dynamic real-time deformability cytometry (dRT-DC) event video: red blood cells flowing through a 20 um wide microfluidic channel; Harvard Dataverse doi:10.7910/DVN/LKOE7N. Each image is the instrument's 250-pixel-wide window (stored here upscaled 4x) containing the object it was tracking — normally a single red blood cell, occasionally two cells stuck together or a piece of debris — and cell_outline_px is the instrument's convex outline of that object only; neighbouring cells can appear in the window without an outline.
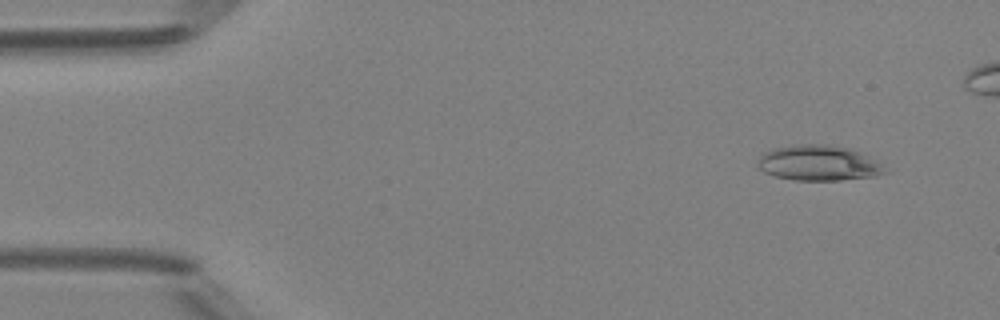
{"species": "Egyptian fruit bat (a non-hibernating species)", "species_latin": "Rousettus aegyptiacus", "temperature_condition": "room temperature", "stored_images_in_passage": 45, "camera_frame_rate_fps": 3000, "um_per_image_px": 0.085, "animal": {"sex": "female"}, "frame": {"image": 1, "passage_image": 4, "time_ms": 1.0, "image_size_px": [1000, 320], "cell_outline_px": [[892, 172], [876, 176], [840, 180], [796, 180], [776, 176], [764, 172], [756, 164], [756, 160], [764, 152], [772, 148], [792, 144], [828, 144], [848, 148], [860, 152], [868, 156]], "centroid_in_image_um": [69.58, 13.85], "position_along_channel_um": 15.4, "area_um2": 26.47}}
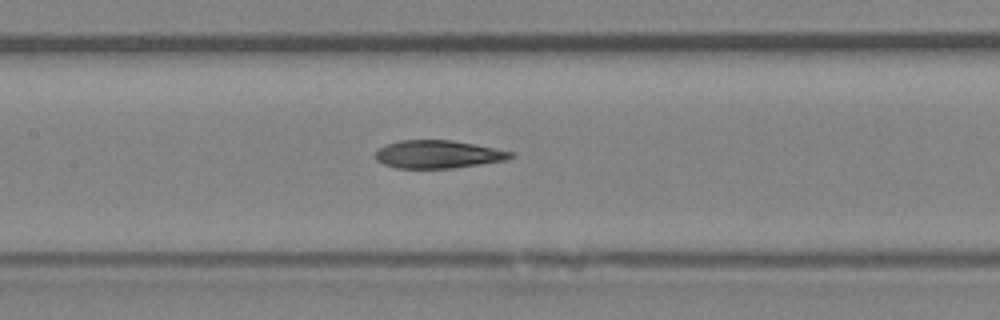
{"frame": {"image": 2, "passage_image": 23, "time_ms": 7.333, "image_size_px": [1000, 320], "cell_outline_px": [[516, 156], [508, 160], [452, 168], [396, 168], [384, 164], [376, 160], [376, 152], [384, 144], [400, 140], [452, 140], [476, 144], [516, 152]], "centroid_in_image_um": [37.29, 13.11], "position_along_channel_um": 170.1, "area_um2": 22.25}}
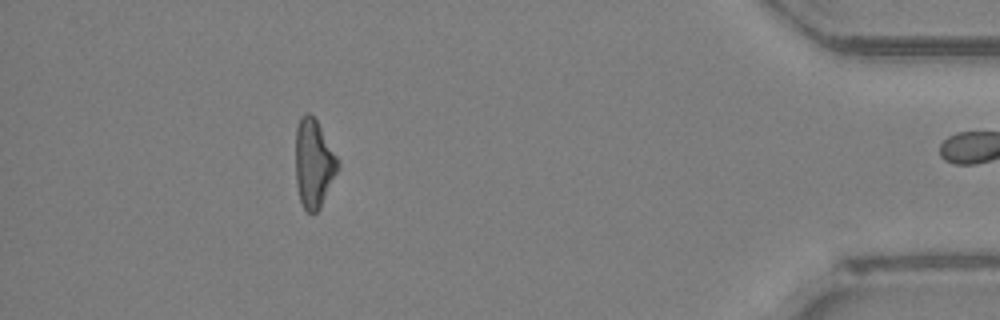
{"frame": {"image": 3, "passage_image": 44, "time_ms": 14.333, "image_size_px": [1000, 320], "cell_outline_px": [[340, 168], [320, 208], [316, 212], [308, 212], [304, 208], [300, 200], [296, 184], [296, 128], [300, 116], [304, 112], [308, 112], [316, 120], [340, 160]], "centroid_in_image_um": [26.68, 13.88], "position_along_channel_um": 408.5, "area_um2": 21.96}, "authors_computed_cell_mechanics": {"area_um2": 22.9466, "velocity_mm_per_s": 4.2049, "shape_relaxation_time_tau1_ms": null, "shape_relaxation_time_tau2_ms": 3.7267, "deformation_change_tau1": null, "deformation_change_tau2": 0.1425}}